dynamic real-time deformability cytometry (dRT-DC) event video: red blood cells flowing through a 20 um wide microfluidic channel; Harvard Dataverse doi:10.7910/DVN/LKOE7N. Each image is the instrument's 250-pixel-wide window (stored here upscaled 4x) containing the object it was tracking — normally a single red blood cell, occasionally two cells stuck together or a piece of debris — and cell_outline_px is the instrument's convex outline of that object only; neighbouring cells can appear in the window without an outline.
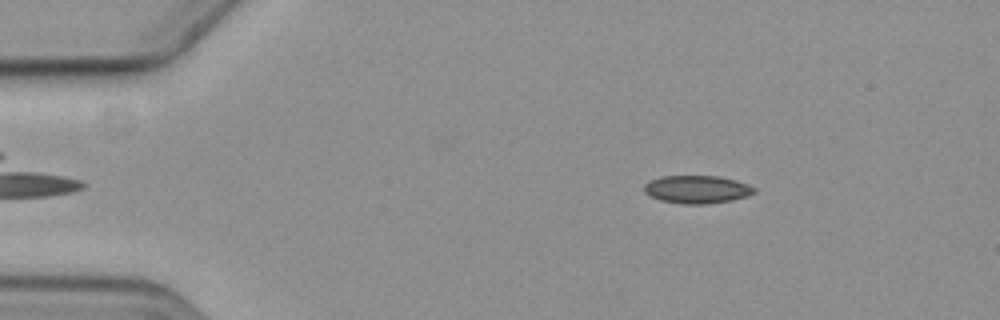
{"species": "common noctule bat (a hibernating species)", "species_latin": "Nyctalus noctula", "temperature_condition": "cold", "stored_images_in_passage": 5, "camera_frame_rate_fps": 3000, "um_per_image_px": 0.085, "animal": {"sex": "female", "body_mass_g": 19.3, "forearm_length_mm": 54.1}, "frame": {"image": 1, "passage_image": 5, "time_ms": 5.667, "image_size_px": [1000, 320], "cell_outline_px": [[756, 192], [732, 200], [704, 204], [684, 204], [660, 200], [644, 192], [644, 184], [660, 176], [716, 176], [748, 184], [756, 188]], "centroid_in_image_um": [59.22, 16.1], "position_along_channel_um": 25.8, "area_um2": 17.63}}